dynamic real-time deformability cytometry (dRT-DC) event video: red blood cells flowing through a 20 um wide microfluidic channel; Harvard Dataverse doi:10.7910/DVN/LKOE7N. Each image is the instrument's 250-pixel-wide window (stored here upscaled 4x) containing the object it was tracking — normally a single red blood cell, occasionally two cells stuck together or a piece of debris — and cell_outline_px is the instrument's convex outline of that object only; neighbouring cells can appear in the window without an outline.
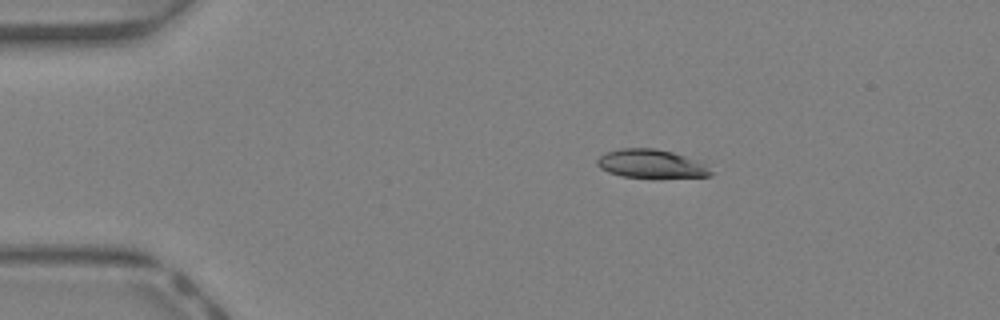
{"species": "Egyptian fruit bat (a non-hibernating species)", "species_latin": "Rousettus aegyptiacus", "temperature_condition": "warm", "stored_images_in_passage": 44, "camera_frame_rate_fps": 3000, "um_per_image_px": 0.085, "animal": {"sex": "female"}, "frame": {"image": 1, "passage_image": 8, "time_ms": 2.333, "image_size_px": [1000, 320], "cell_outline_px": [[716, 172], [712, 176], [620, 176], [608, 172], [600, 168], [596, 164], [596, 160], [604, 152], [620, 148], [656, 148], [704, 160]], "centroid_in_image_um": [55.42, 13.89], "position_along_channel_um": 29.6, "area_um2": 19.07}}
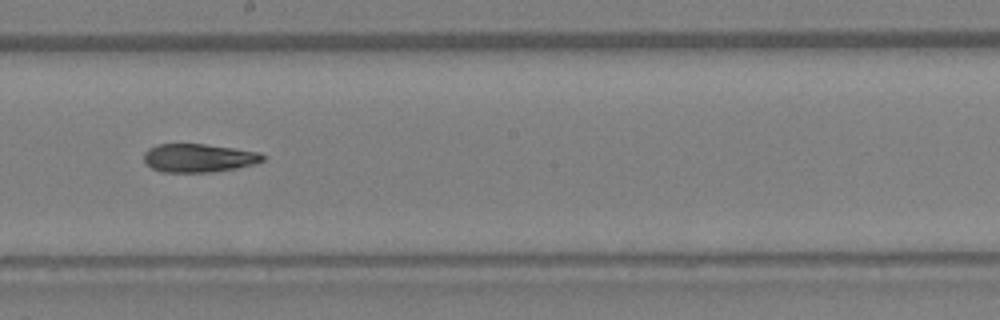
{"frame": {"image": 2, "passage_image": 25, "time_ms": 8.0, "image_size_px": [1000, 320], "cell_outline_px": [[264, 160], [252, 164], [236, 168], [212, 172], [160, 172], [152, 168], [144, 160], [144, 152], [148, 148], [156, 144], [204, 144], [260, 152], [264, 156]], "centroid_in_image_um": [16.85, 13.42], "position_along_channel_um": 231.3, "area_um2": 19.59}}
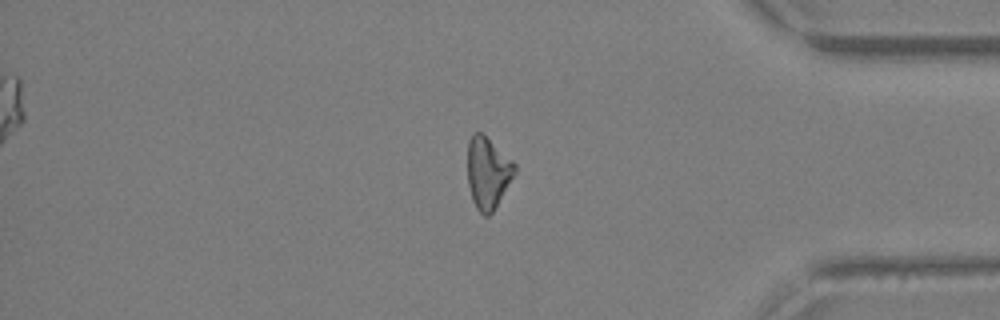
{"frame": {"image": 3, "passage_image": 37, "time_ms": 12.0, "image_size_px": [1000, 320], "cell_outline_px": [[516, 172], [492, 212], [488, 216], [484, 216], [476, 208], [472, 200], [468, 184], [468, 140], [472, 132], [484, 132], [516, 164]], "centroid_in_image_um": [41.45, 14.63], "position_along_channel_um": 393.7, "area_um2": 19.83}, "authors_computed_cell_mechanics": {"area_um2": 20.23, "velocity_mm_per_s": 4.6689, "shape_relaxation_time_tau1_ms": null, "shape_relaxation_time_tau2_ms": 3.2222, "deformation_change_tau1": null, "deformation_change_tau2": 0.1318}}